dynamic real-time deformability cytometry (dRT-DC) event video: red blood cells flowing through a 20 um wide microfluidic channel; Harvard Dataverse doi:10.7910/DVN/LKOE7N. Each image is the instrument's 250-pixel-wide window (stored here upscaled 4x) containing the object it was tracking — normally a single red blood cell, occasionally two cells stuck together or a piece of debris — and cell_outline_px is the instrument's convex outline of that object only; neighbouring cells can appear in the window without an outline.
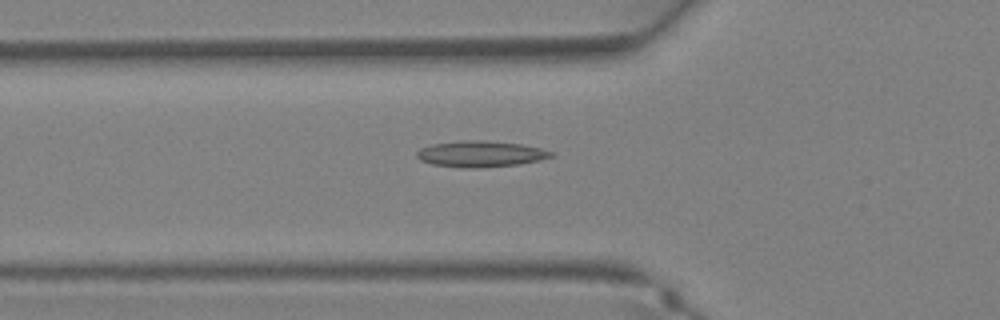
{"species": "Egyptian fruit bat (a non-hibernating species)", "species_latin": "Rousettus aegyptiacus", "temperature_condition": "warm", "stored_images_in_passage": 36, "segment_of_instrument_passage": [1, 2], "camera_frame_rate_fps": 3000, "um_per_image_px": 0.085, "animal": {"sex": "female"}, "frame": {"image": 1, "passage_image": 11, "time_ms": 3.333, "image_size_px": [1000, 320], "cell_outline_px": [[556, 156], [540, 160], [516, 164], [480, 168], [468, 168], [432, 164], [420, 160], [416, 156], [416, 152], [420, 148], [432, 144], [468, 140], [480, 140], [520, 144], [540, 148], [552, 152]], "centroid_in_image_um": [40.84, 13.09], "position_along_channel_um": 85.0, "area_um2": 20.23}}
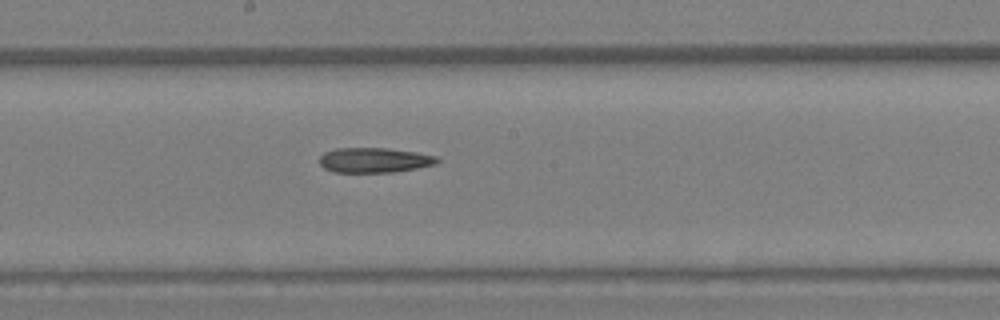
{"frame": {"image": 2, "passage_image": 18, "time_ms": 5.667, "image_size_px": [1000, 320], "cell_outline_px": [[440, 160], [436, 164], [416, 168], [392, 172], [332, 172], [324, 168], [320, 164], [320, 156], [324, 152], [336, 148], [388, 148], [416, 152], [436, 156]], "centroid_in_image_um": [31.8, 13.61], "position_along_channel_um": 216.4, "area_um2": 17.11}}
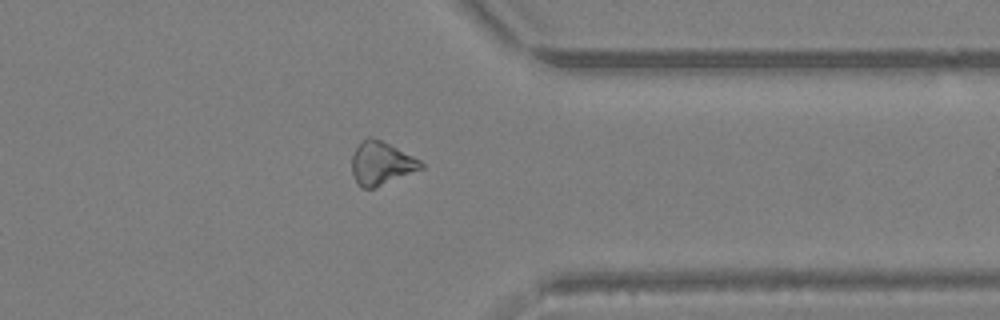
{"frame": {"image": 3, "passage_image": 27, "time_ms": 8.667, "image_size_px": [1000, 320], "cell_outline_px": [[424, 168], [372, 188], [360, 188], [352, 176], [352, 156], [356, 148], [368, 136], [380, 140], [420, 160], [424, 164]], "centroid_in_image_um": [32.38, 13.9], "position_along_channel_um": 379.0, "area_um2": 16.99}}